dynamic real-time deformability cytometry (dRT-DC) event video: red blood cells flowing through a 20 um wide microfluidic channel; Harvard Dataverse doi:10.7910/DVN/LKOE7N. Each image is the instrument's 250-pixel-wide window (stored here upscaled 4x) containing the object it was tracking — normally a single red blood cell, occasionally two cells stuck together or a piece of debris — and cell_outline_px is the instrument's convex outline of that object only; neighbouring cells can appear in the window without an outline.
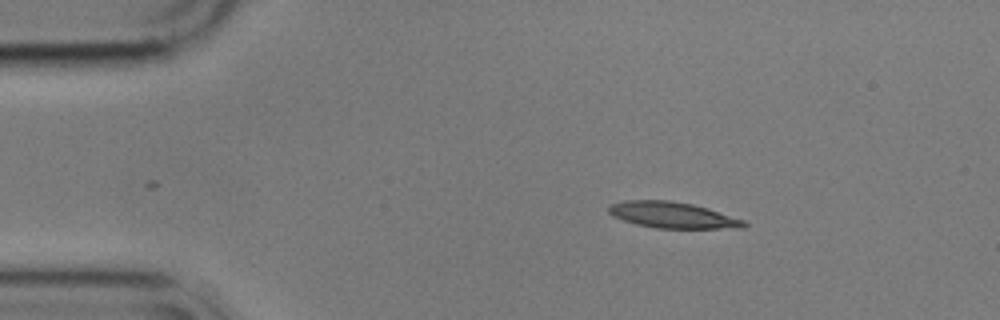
{"species": "common noctule bat (a hibernating species)", "species_latin": "Nyctalus noctula", "temperature_condition": "cold", "stored_images_in_passage": 48, "camera_frame_rate_fps": 3000, "um_per_image_px": 0.085, "animal": {"sex": "male", "body_mass_g": 17.9}, "frame": {"image": 1, "passage_image": 1, "time_ms": 0.0, "image_size_px": [1000, 320], "cell_outline_px": [[748, 224], [744, 228], [656, 228], [636, 224], [612, 216], [608, 212], [608, 204], [624, 200], [668, 200], [692, 204], [708, 208], [744, 220]], "centroid_in_image_um": [57.14, 18.27], "position_along_channel_um": 27.9, "area_um2": 20.63}}
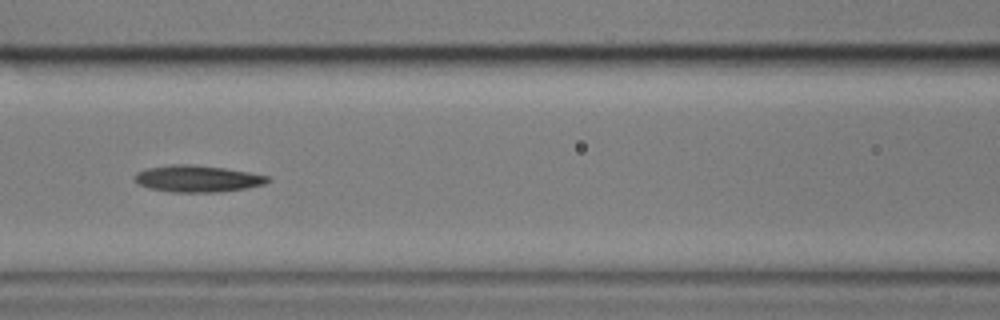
{"frame": {"image": 2, "passage_image": 16, "time_ms": 5.0, "image_size_px": [1000, 320], "cell_outline_px": [[272, 180], [264, 184], [248, 188], [216, 192], [172, 192], [148, 188], [136, 184], [132, 180], [132, 176], [136, 172], [144, 168], [172, 164], [192, 164], [224, 168], [248, 172], [268, 176]], "centroid_in_image_um": [16.7, 15.18], "position_along_channel_um": 149.9, "area_um2": 21.04}}
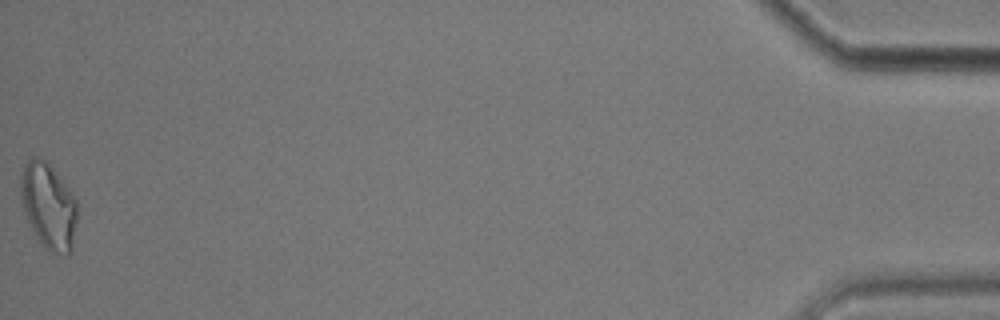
{"frame": {"image": 3, "passage_image": 48, "time_ms": 15.667, "image_size_px": [1000, 320], "cell_outline_px": [[76, 220], [72, 252], [68, 256], [48, 252], [44, 248], [24, 216], [20, 192], [20, 176], [24, 164], [32, 156], [40, 156], [52, 168], [76, 200]], "centroid_in_image_um": [4.09, 17.54], "position_along_channel_um": 431.1, "area_um2": 28.38}, "authors_computed_cell_mechanics": {"area_um2": 20.8369, "velocity_mm_per_s": 3.537, "shape_relaxation_time_tau1_ms": 4.169, "shape_relaxation_time_tau2_ms": null, "deformation_change_tau1": 0.1532, "deformation_change_tau2": null}}